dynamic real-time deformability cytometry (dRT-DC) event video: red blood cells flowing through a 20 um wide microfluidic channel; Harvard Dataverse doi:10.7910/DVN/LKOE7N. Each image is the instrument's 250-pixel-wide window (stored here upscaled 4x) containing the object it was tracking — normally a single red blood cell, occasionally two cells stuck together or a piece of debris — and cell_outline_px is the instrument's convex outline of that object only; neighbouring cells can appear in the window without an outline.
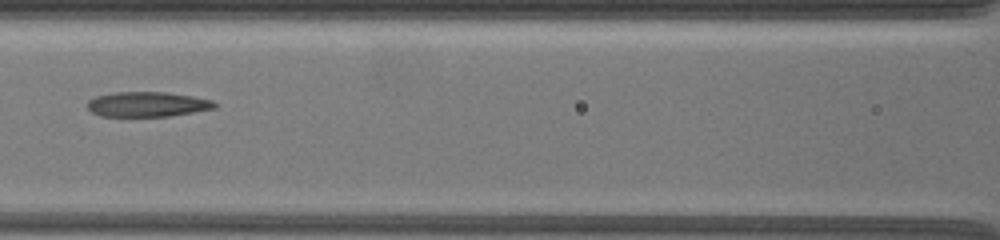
{"species": "common noctule bat (a hibernating species)", "species_latin": "Nyctalus noctula", "temperature_condition": "warm", "stored_images_in_passage": 49, "camera_frame_rate_fps": 3000, "um_per_image_px": 0.085, "animal": {"sex": "female", "body_mass_g": 19.5, "forearm_length_mm": 54.1}, "frame": {"image": 1, "passage_image": 24, "time_ms": 10.667, "image_size_px": [1000, 240], "cell_outline_px": [[216, 108], [168, 116], [100, 116], [92, 112], [88, 108], [88, 100], [96, 96], [116, 92], [164, 92], [192, 96], [212, 100], [216, 104]], "centroid_in_image_um": [12.51, 8.86], "position_along_channel_um": 154.1, "area_um2": 18.32}}
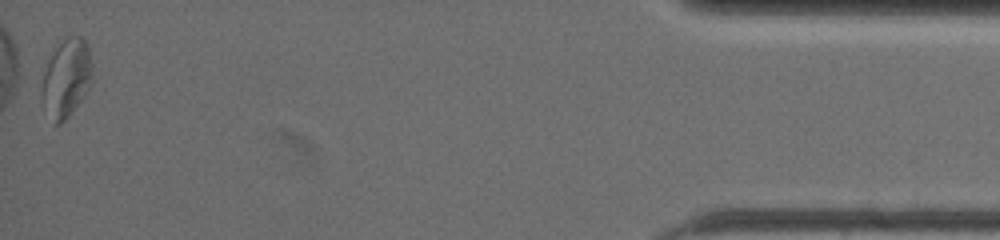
{"frame": {"image": 2, "passage_image": 49, "time_ms": 20.667, "image_size_px": [1000, 240], "cell_outline_px": [[92, 80], [84, 96], [68, 116], [60, 124], [56, 124], [40, 100], [40, 96], [44, 72], [52, 52], [68, 36], [80, 36], [84, 40], [88, 48], [92, 64]], "centroid_in_image_um": [5.64, 6.63], "position_along_channel_um": 429.6, "area_um2": 22.6}, "authors_computed_cell_mechanics": {"area_um2": 21.3282, "velocity_mm_per_s": 3.4997, "shape_relaxation_time_tau1_ms": null, "shape_relaxation_time_tau2_ms": 3.3103, "deformation_change_tau1": null, "deformation_change_tau2": 0.149}}